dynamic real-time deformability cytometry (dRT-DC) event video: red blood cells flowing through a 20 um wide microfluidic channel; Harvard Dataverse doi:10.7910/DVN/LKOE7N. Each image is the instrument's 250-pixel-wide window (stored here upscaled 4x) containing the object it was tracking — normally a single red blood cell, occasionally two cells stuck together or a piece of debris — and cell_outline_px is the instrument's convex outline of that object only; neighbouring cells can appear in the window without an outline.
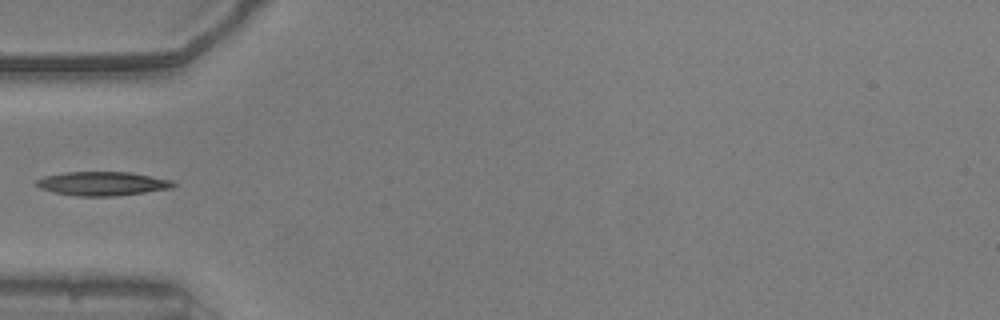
{"species": "common noctule bat (a hibernating species)", "species_latin": "Nyctalus noctula", "temperature_condition": "warm", "stored_images_in_passage": 36, "camera_frame_rate_fps": 3000, "um_per_image_px": 0.085, "animal": {"sex": "male", "body_mass_g": 20.5, "forearm_length_mm": 52.5}, "frame": {"image": 1, "passage_image": 1, "time_ms": 0.0, "image_size_px": [1000, 320], "cell_outline_px": [[176, 184], [172, 188], [116, 196], [76, 196], [56, 192], [40, 188], [36, 184], [36, 180], [44, 176], [64, 172], [128, 172], [172, 180]], "centroid_in_image_um": [8.7, 15.6], "position_along_channel_um": 76.3, "area_um2": 18.9}}
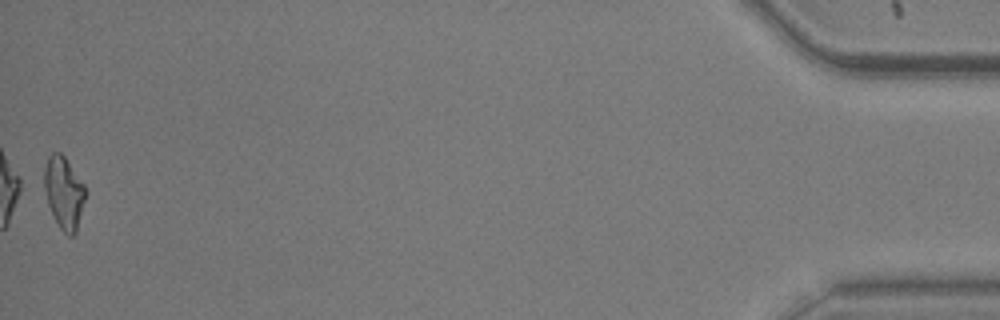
{"frame": {"image": 2, "passage_image": 36, "time_ms": 11.667, "image_size_px": [1000, 320], "cell_outline_px": [[88, 192], [76, 232], [72, 236], [68, 236], [60, 228], [48, 204], [44, 188], [44, 168], [48, 156], [52, 152], [60, 152], [64, 156], [84, 184]], "centroid_in_image_um": [5.46, 16.37], "position_along_channel_um": 429.7, "area_um2": 17.4}}